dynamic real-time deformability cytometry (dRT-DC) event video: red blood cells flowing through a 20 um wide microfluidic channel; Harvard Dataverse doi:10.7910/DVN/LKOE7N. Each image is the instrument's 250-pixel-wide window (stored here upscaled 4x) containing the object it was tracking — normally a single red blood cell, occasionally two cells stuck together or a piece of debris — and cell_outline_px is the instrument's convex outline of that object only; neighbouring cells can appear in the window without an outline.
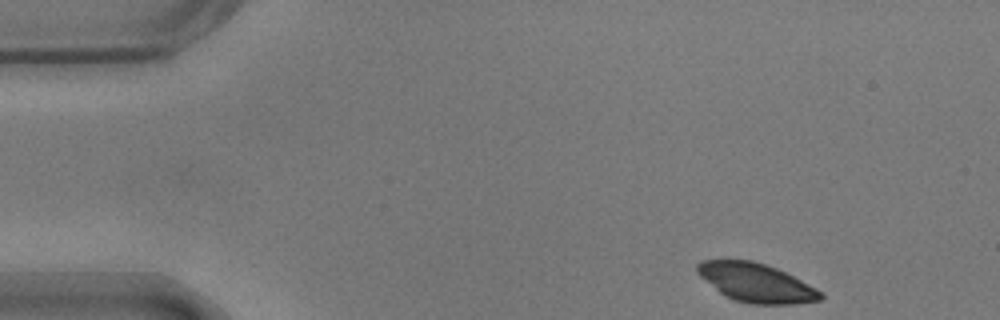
{"species": "common noctule bat (a hibernating species)", "species_latin": "Nyctalus noctula", "temperature_condition": "warm", "stored_images_in_passage": 10, "camera_frame_rate_fps": 3000, "um_per_image_px": 0.085, "animal": {"sex": "male", "body_mass_g": 17.9}, "frame": {"image": 1, "passage_image": 1, "time_ms": 0.0, "image_size_px": [1000, 320], "cell_outline_px": [[824, 296], [820, 300], [792, 304], [748, 304], [724, 296], [700, 276], [696, 272], [696, 264], [700, 260], [752, 260], [776, 268], [824, 292]], "centroid_in_image_um": [64.25, 24.03], "position_along_channel_um": 20.7, "area_um2": 27.74}}